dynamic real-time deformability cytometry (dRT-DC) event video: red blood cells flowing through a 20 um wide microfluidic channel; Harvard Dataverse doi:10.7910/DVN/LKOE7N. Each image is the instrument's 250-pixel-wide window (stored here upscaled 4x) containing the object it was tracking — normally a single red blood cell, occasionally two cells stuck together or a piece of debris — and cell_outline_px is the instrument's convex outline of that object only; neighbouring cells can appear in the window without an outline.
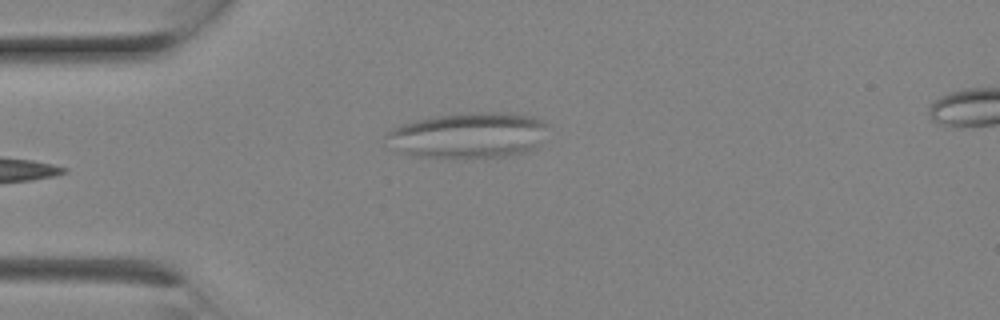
{"species": "Egyptian fruit bat (a non-hibernating species)", "species_latin": "Rousettus aegyptiacus", "temperature_condition": "room temperature", "stored_images_in_passage": 8, "segment_of_instrument_passage": [2, 2], "camera_frame_rate_fps": 3000, "um_per_image_px": 0.085, "animal": {"sex": "female"}, "frame": {"image": 1, "passage_image": 8, "time_ms": 2.333, "image_size_px": [1000, 320], "cell_outline_px": [[548, 124], [536, 148], [524, 152], [504, 156], [464, 160], [452, 160], [412, 156], [396, 152], [388, 148], [384, 136], [392, 128], [416, 120], [436, 116], [468, 112], [508, 112], [532, 116], [544, 120]], "centroid_in_image_um": [39.73, 11.54], "position_along_channel_um": 45.3, "area_um2": 44.39}}